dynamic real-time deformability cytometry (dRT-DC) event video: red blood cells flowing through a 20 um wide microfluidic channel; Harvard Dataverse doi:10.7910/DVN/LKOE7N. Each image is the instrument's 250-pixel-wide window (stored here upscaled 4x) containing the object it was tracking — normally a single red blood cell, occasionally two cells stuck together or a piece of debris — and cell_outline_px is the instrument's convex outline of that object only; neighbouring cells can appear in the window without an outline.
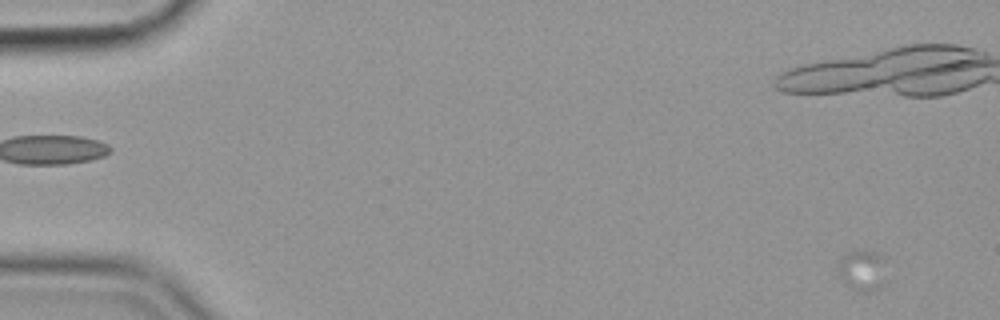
{"species": "common noctule bat (a hibernating species)", "species_latin": "Nyctalus noctula", "temperature_condition": "cold", "stored_images_in_passage": 25, "camera_frame_rate_fps": 3000, "um_per_image_px": 0.085, "animal": {"sex": "female", "body_mass_g": 19.9}, "frame": {"image": 1, "passage_image": 5, "time_ms": 1.333, "image_size_px": [1000, 320], "cell_outline_px": [[880, 288], [872, 292], [860, 292], [852, 288], [840, 276], [836, 268], [844, 252], [876, 252], [880, 256]], "centroid_in_image_um": [73.16, 23.0], "position_along_channel_um": 11.8, "area_um2": 10.52}}